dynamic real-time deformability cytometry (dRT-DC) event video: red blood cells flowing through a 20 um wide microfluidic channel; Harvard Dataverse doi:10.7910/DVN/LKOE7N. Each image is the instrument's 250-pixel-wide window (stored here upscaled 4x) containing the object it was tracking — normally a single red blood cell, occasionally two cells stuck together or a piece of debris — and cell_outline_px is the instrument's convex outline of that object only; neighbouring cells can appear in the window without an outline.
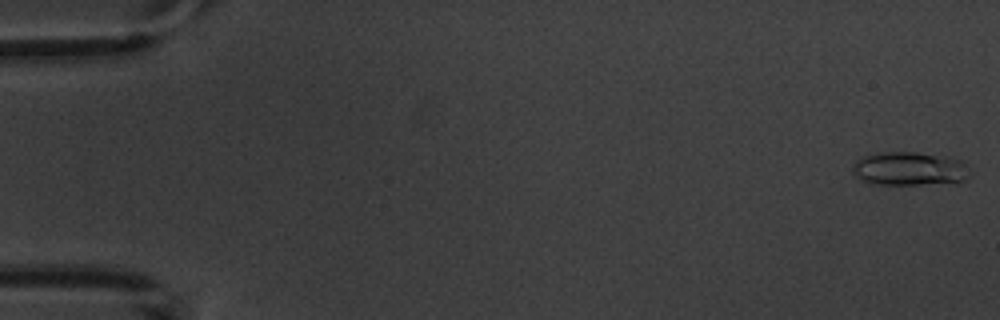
{"species": "common noctule bat (a hibernating species)", "species_latin": "Nyctalus noctula", "temperature_condition": "warm", "stored_images_in_passage": 11, "camera_frame_rate_fps": 3000, "um_per_image_px": 0.085, "animal": {"sex": "male", "body_mass_g": 20.1, "forearm_length_mm": 53.5}, "frame": {"image": 1, "passage_image": 1, "time_ms": 0.0, "image_size_px": [1000, 320], "cell_outline_px": [[972, 172], [964, 180], [916, 184], [876, 184], [864, 180], [856, 176], [852, 172], [852, 164], [856, 160], [864, 156], [880, 152], [916, 152], [952, 156], [960, 160]], "centroid_in_image_um": [77.3, 14.31], "position_along_channel_um": 7.7, "area_um2": 22.83}}
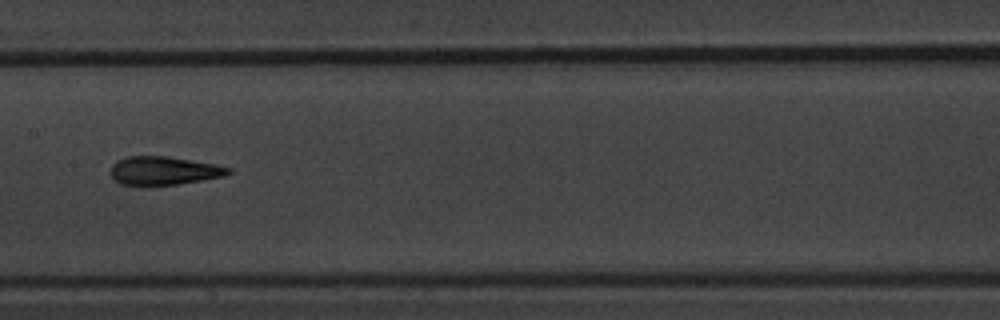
{"frame": {"image": 2, "passage_image": 8, "time_ms": 9.0, "image_size_px": [1000, 320], "cell_outline_px": [[232, 172], [224, 176], [176, 184], [148, 188], [120, 184], [112, 176], [112, 164], [116, 160], [128, 156], [168, 156], [216, 164], [232, 168]], "centroid_in_image_um": [13.9, 14.53], "position_along_channel_um": 193.5, "area_um2": 20.0}}
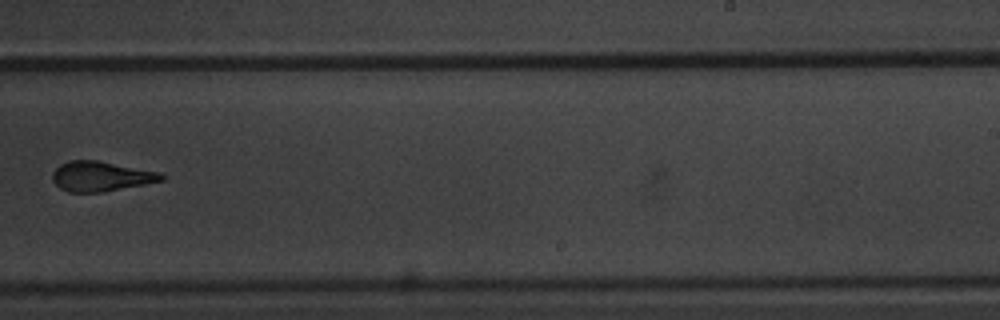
{"frame": {"image": 3, "passage_image": 10, "time_ms": 11.333, "image_size_px": [1000, 320], "cell_outline_px": [[164, 180], [104, 192], [68, 192], [60, 188], [52, 180], [52, 172], [60, 164], [68, 160], [96, 160], [160, 172], [164, 176]], "centroid_in_image_um": [8.55, 14.99], "position_along_channel_um": 280.5, "area_um2": 18.96}}